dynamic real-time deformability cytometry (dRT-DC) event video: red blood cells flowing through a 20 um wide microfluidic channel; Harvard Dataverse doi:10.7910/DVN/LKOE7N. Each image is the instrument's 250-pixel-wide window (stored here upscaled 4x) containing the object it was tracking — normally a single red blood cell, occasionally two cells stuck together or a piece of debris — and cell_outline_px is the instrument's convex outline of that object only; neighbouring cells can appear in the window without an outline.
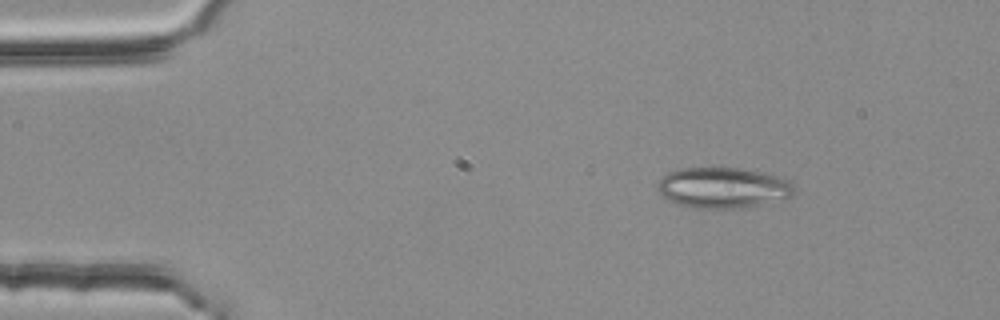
{"species": "common noctule bat (a hibernating species)", "species_latin": "Nyctalus noctula", "temperature_condition": "room temperature", "stored_images_in_passage": 3, "camera_frame_rate_fps": 3000, "um_per_image_px": 0.085, "animal": {"sex": "female", "body_mass_g": 25.1}, "frame": {"image": 1, "passage_image": 2, "time_ms": 0.333, "image_size_px": [1000, 320], "cell_outline_px": [[796, 192], [792, 196], [740, 208], [692, 208], [668, 200], [656, 188], [656, 184], [668, 172], [680, 168], [740, 168], [776, 176], [788, 180], [796, 188]], "centroid_in_image_um": [61.42, 15.95], "position_along_channel_um": 23.6, "area_um2": 32.02}}